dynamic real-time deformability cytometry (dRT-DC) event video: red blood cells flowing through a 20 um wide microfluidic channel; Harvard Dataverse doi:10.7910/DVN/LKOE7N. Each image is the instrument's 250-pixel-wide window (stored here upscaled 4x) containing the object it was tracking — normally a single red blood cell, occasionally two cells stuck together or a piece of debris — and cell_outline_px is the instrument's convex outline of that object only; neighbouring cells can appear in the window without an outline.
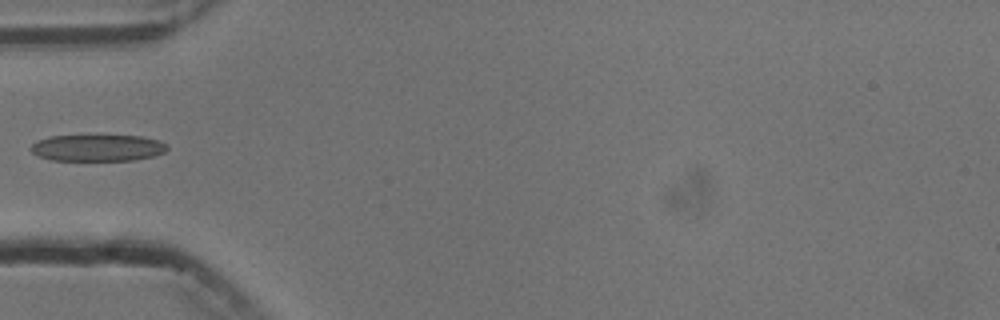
{"species": "common noctule bat (a hibernating species)", "species_latin": "Nyctalus noctula", "temperature_condition": "cold", "stored_images_in_passage": 1, "camera_frame_rate_fps": 3000, "um_per_image_px": 0.085, "animal": {"sex": "male", "body_mass_g": 13.3}, "frame": {"image": 1, "passage_image": 1, "time_ms": 0.0, "image_size_px": [1000, 320], "cell_outline_px": [[168, 148], [164, 152], [152, 156], [132, 160], [52, 160], [36, 156], [28, 148], [36, 140], [48, 136], [140, 136], [160, 140], [168, 144]], "centroid_in_image_um": [8.25, 12.56], "position_along_channel_um": 76.7, "area_um2": 21.21}}